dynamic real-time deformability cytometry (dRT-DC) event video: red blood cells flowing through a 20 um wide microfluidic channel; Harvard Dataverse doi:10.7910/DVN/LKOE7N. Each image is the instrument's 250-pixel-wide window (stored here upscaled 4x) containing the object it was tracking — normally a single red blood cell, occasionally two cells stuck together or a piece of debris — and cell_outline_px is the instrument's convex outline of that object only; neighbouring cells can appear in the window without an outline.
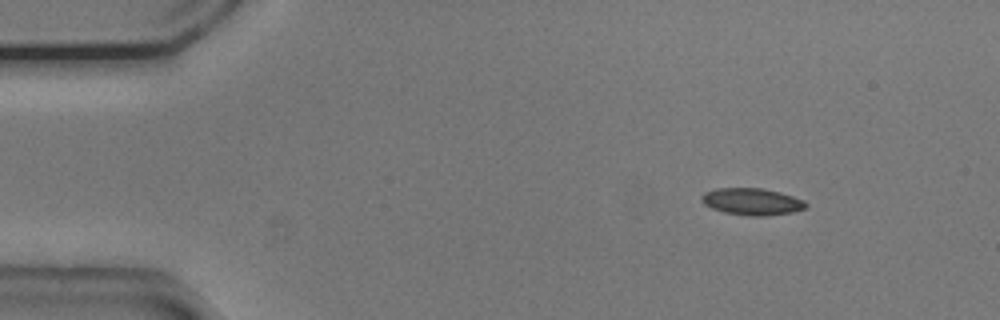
{"species": "common noctule bat (a hibernating species)", "species_latin": "Nyctalus noctula", "temperature_condition": "cold", "stored_images_in_passage": 48, "camera_frame_rate_fps": 3000, "um_per_image_px": 0.085, "animal": {"sex": "male", "body_mass_g": 20.5, "forearm_length_mm": 52.5}, "frame": {"image": 1, "passage_image": 1, "time_ms": 0.0, "image_size_px": [1000, 320], "cell_outline_px": [[808, 208], [792, 212], [768, 216], [748, 216], [724, 212], [712, 208], [704, 204], [700, 200], [700, 196], [704, 192], [716, 188], [764, 188], [780, 192], [804, 200], [808, 204]], "centroid_in_image_um": [63.92, 17.14], "position_along_channel_um": 21.1, "area_um2": 16.59}}
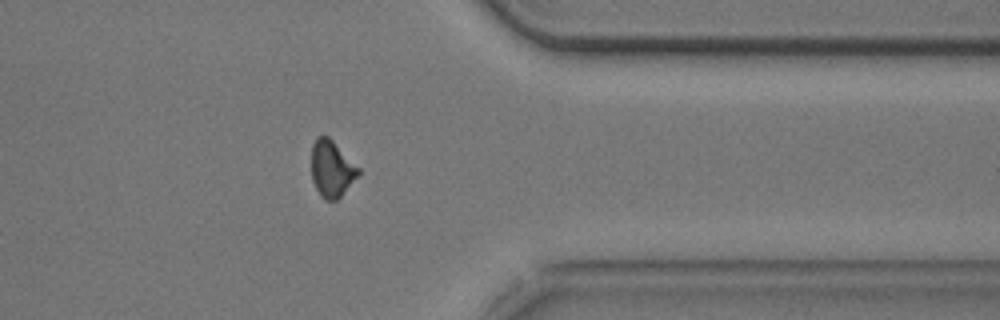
{"frame": {"image": 2, "passage_image": 37, "time_ms": 12.0, "image_size_px": [1000, 320], "cell_outline_px": [[360, 172], [340, 196], [336, 200], [324, 200], [320, 196], [312, 180], [312, 144], [316, 136], [328, 136], [360, 168]], "centroid_in_image_um": [28.17, 14.33], "position_along_channel_um": 383.2, "area_um2": 15.26}}
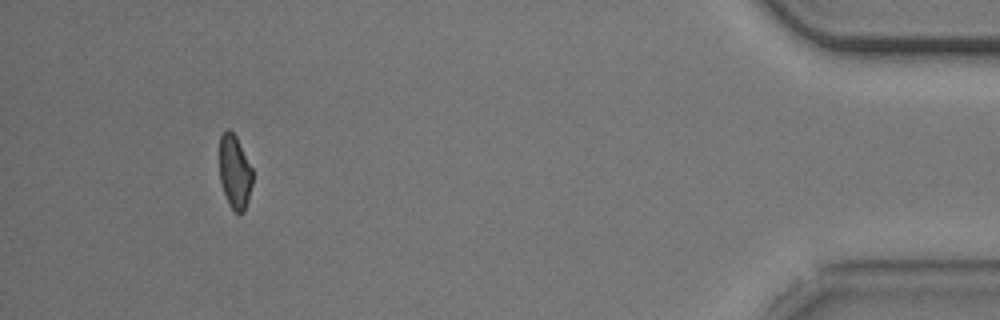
{"frame": {"image": 3, "passage_image": 44, "time_ms": 14.333, "image_size_px": [1000, 320], "cell_outline_px": [[252, 184], [248, 200], [244, 212], [240, 216], [228, 204], [220, 180], [220, 136], [224, 128], [228, 128], [236, 136], [252, 168]], "centroid_in_image_um": [19.95, 14.61], "position_along_channel_um": 415.2, "area_um2": 14.28}, "authors_computed_cell_mechanics": {"area_um2": 16.0395, "velocity_mm_per_s": 3.7592, "shape_relaxation_time_tau1_ms": 4.059, "shape_relaxation_time_tau2_ms": 4.1777, "deformation_change_tau1": 0.1076, "deformation_change_tau2": 0.0842}}